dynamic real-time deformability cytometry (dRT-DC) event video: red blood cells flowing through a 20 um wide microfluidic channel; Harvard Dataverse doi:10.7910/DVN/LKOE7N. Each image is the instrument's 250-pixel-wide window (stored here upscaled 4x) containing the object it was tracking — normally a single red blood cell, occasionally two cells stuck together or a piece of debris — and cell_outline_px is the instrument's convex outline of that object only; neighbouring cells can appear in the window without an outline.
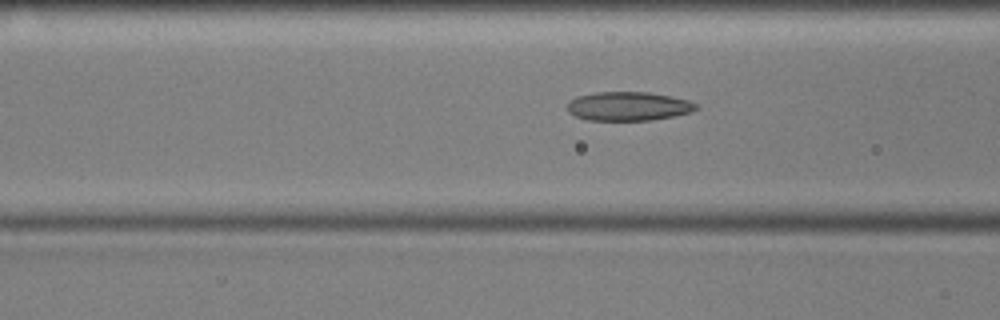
{"species": "common noctule bat (a hibernating species)", "species_latin": "Nyctalus noctula", "temperature_condition": "cold", "stored_images_in_passage": 55, "camera_frame_rate_fps": 3000, "um_per_image_px": 0.085, "animal": {"sex": "male", "body_mass_g": 17.9, "forearm_length_mm": 54.2}, "frame": {"image": 1, "passage_image": 20, "time_ms": 6.333, "image_size_px": [1000, 320], "cell_outline_px": [[700, 108], [692, 112], [652, 120], [588, 120], [576, 116], [568, 112], [568, 104], [576, 96], [596, 92], [648, 92], [672, 96], [688, 100], [696, 104]], "centroid_in_image_um": [53.44, 9.02], "position_along_channel_um": 113.2, "area_um2": 21.68}}
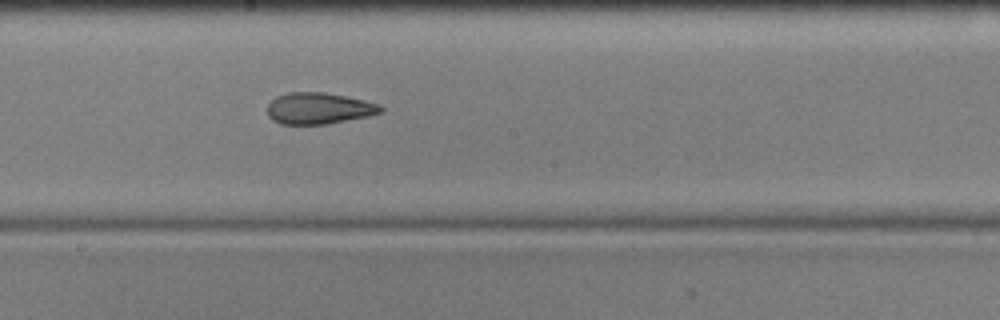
{"frame": {"image": 2, "passage_image": 29, "time_ms": 9.333, "image_size_px": [1000, 320], "cell_outline_px": [[384, 112], [368, 116], [328, 124], [280, 124], [272, 120], [268, 116], [268, 104], [276, 96], [288, 92], [324, 92], [364, 100], [380, 104], [384, 108]], "centroid_in_image_um": [27.11, 9.21], "position_along_channel_um": 221.1, "area_um2": 20.87}}
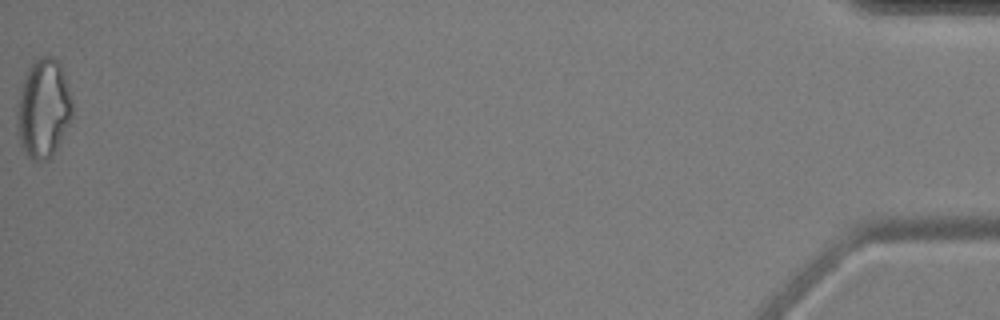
{"frame": {"image": 3, "passage_image": 55, "time_ms": 18.0, "image_size_px": [1000, 320], "cell_outline_px": [[72, 116], [56, 152], [48, 160], [32, 160], [28, 156], [20, 144], [16, 132], [16, 108], [20, 92], [28, 68], [40, 56], [52, 56], [60, 64], [72, 100]], "centroid_in_image_um": [3.67, 9.27], "position_along_channel_um": 431.5, "area_um2": 31.91}, "authors_computed_cell_mechanics": {"area_um2": 22.0218, "velocity_mm_per_s": 3.5853, "shape_relaxation_time_tau1_ms": null, "shape_relaxation_time_tau2_ms": 2.9262, "deformation_change_tau1": null, "deformation_change_tau2": 0.1085}}